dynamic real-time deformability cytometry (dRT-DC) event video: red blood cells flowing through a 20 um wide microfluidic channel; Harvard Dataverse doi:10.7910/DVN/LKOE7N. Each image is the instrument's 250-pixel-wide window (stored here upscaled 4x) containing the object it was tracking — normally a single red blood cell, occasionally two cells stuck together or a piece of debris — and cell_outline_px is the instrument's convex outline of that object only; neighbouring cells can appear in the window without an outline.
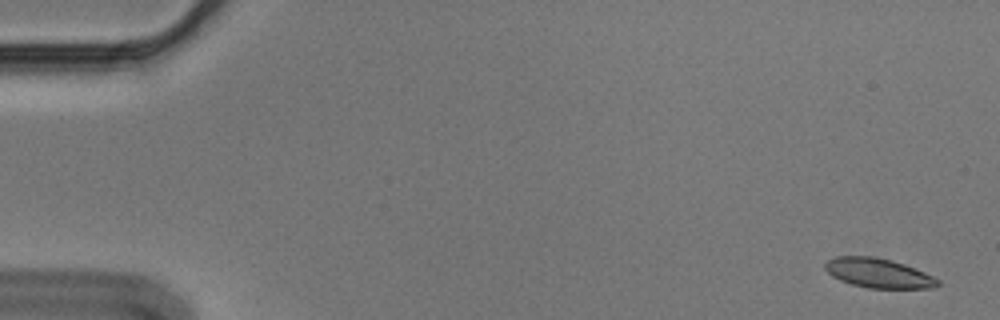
{"species": "Egyptian fruit bat (a non-hibernating species)", "species_latin": "Rousettus aegyptiacus", "temperature_condition": "cold", "stored_images_in_passage": 6, "segment_of_instrument_passage": [1, 2], "camera_frame_rate_fps": 3000, "um_per_image_px": 0.085, "animal": {"sex": "male"}, "frame": {"image": 1, "passage_image": 1, "time_ms": 0.0, "image_size_px": [1000, 320], "cell_outline_px": [[940, 284], [932, 288], [868, 288], [852, 284], [840, 280], [832, 276], [824, 268], [824, 264], [828, 260], [836, 256], [872, 256], [892, 260], [904, 264], [924, 272], [940, 280]], "centroid_in_image_um": [74.65, 23.21], "position_along_channel_um": 10.4, "area_um2": 19.31}}